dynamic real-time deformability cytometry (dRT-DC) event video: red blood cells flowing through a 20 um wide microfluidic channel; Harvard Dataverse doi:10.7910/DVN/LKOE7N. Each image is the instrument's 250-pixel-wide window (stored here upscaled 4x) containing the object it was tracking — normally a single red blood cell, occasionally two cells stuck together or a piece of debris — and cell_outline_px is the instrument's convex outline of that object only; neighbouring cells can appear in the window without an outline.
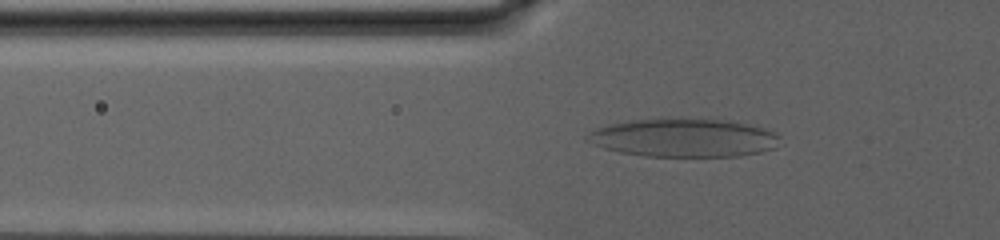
{"species": "human", "species_latin": "Homo sapiens", "temperature_condition": "warm", "stored_images_in_passage": 89, "camera_frame_rate_fps": 3000, "um_per_image_px": 0.085, "donor": {"sex": "male"}, "frame": {"image": 1, "passage_image": 35, "time_ms": 11.333, "image_size_px": [1000, 240], "cell_outline_px": [[780, 136], [772, 148], [760, 152], [740, 156], [644, 156], [620, 152], [604, 148], [592, 144], [584, 136], [588, 132], [596, 128], [608, 124], [632, 120], [660, 116], [700, 116], [732, 120], [764, 128]], "centroid_in_image_um": [58.06, 11.65], "position_along_channel_um": 67.7, "area_um2": 44.39}}
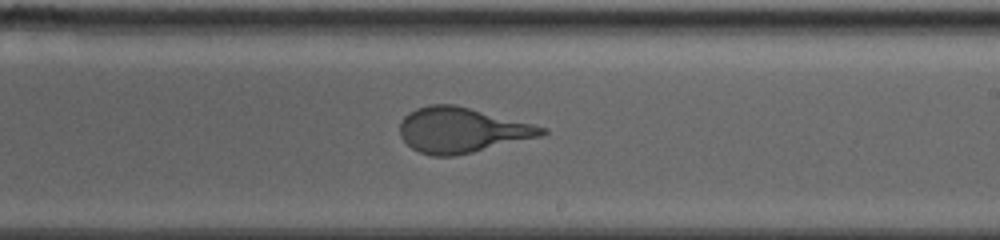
{"frame": {"image": 2, "passage_image": 58, "time_ms": 19.0, "image_size_px": [1000, 240], "cell_outline_px": [[548, 132], [544, 136], [456, 156], [432, 156], [420, 152], [412, 148], [400, 136], [400, 120], [408, 112], [416, 108], [428, 104], [456, 104], [548, 128]], "centroid_in_image_um": [39.26, 11.06], "position_along_channel_um": 249.7, "area_um2": 37.69}}
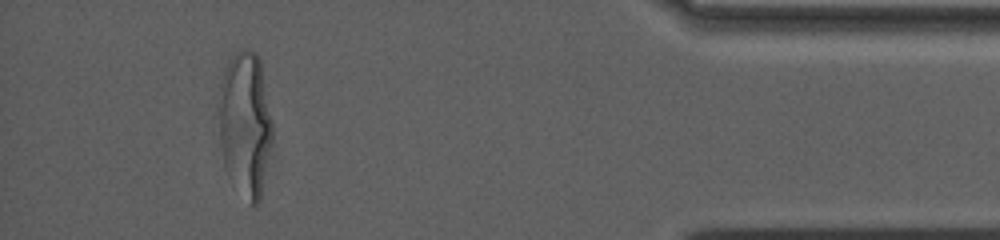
{"frame": {"image": 3, "passage_image": 83, "time_ms": 27.333, "image_size_px": [1000, 240], "cell_outline_px": [[272, 140], [260, 200], [256, 204], [248, 204], [224, 164], [220, 144], [216, 112], [216, 104], [220, 84], [224, 72], [232, 56], [240, 48], [248, 48], [256, 52], [260, 60], [272, 120]], "centroid_in_image_um": [20.82, 10.47], "position_along_channel_um": 414.4, "area_um2": 45.66}, "authors_computed_cell_mechanics": {"area_um2": 42.8876, "velocity_mm_per_s": 2.4788, "shape_relaxation_time_tau1_ms": 10.2354, "shape_relaxation_time_tau2_ms": null, "deformation_change_tau1": 0.2918, "deformation_change_tau2": null}}